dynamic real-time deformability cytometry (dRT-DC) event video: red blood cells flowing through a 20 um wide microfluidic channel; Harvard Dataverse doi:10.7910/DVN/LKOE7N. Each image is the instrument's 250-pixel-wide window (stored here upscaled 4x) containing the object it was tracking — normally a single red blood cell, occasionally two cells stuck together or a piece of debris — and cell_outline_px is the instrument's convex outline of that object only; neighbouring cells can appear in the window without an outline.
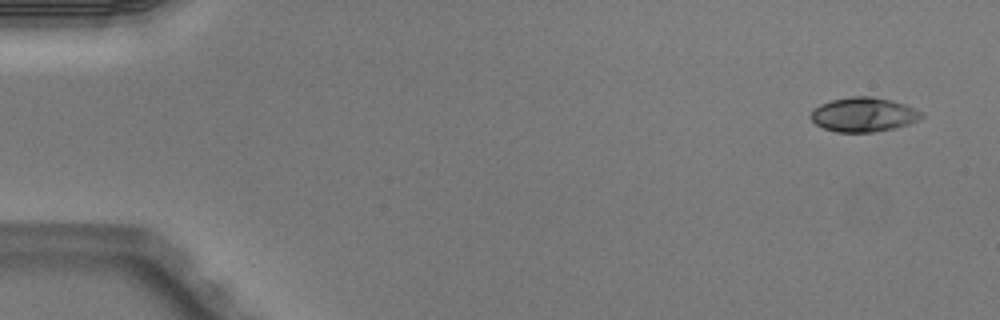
{"species": "Egyptian fruit bat (a non-hibernating species)", "species_latin": "Rousettus aegyptiacus", "temperature_condition": "warm", "stored_images_in_passage": 5, "camera_frame_rate_fps": 3000, "um_per_image_px": 0.085, "animal": {"sex": "male"}, "frame": {"image": 1, "passage_image": 1, "time_ms": 0.0, "image_size_px": [1000, 320], "cell_outline_px": [[924, 116], [908, 124], [892, 128], [872, 132], [836, 132], [824, 128], [816, 124], [808, 116], [812, 108], [820, 104], [832, 100], [852, 96], [872, 96], [904, 104], [916, 108], [924, 112]], "centroid_in_image_um": [73.37, 9.73], "position_along_channel_um": 11.6, "area_um2": 22.14}}